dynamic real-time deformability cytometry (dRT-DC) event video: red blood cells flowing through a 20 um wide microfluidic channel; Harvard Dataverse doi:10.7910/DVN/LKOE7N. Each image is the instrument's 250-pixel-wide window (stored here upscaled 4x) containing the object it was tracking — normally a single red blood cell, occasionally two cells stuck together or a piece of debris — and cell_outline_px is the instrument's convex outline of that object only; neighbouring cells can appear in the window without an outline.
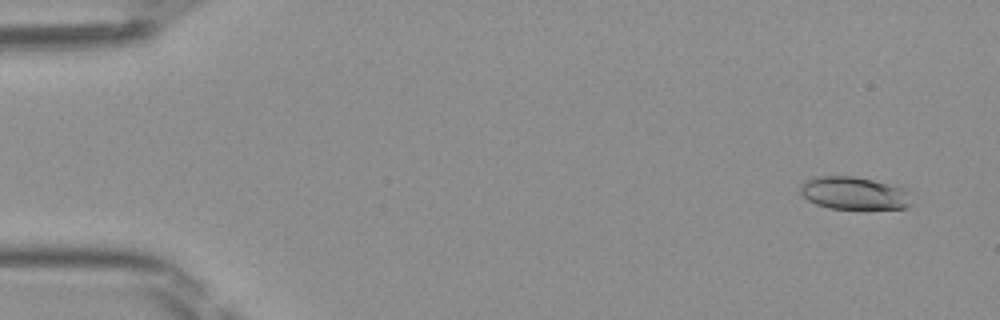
{"species": "Egyptian fruit bat (a non-hibernating species)", "species_latin": "Rousettus aegyptiacus", "temperature_condition": "room temperature", "stored_images_in_passage": 48, "camera_frame_rate_fps": 3000, "um_per_image_px": 0.085, "frame": {"image": 1, "passage_image": 3, "time_ms": 0.667, "image_size_px": [1000, 320], "cell_outline_px": [[912, 204], [908, 208], [828, 208], [816, 204], [808, 200], [800, 192], [800, 184], [804, 180], [816, 176], [852, 176], [900, 184], [904, 188]], "centroid_in_image_um": [72.6, 16.39], "position_along_channel_um": 12.4, "area_um2": 21.44}}
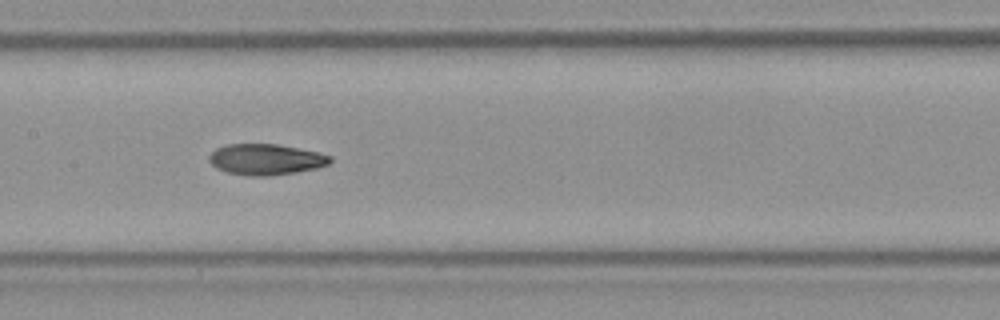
{"frame": {"image": 2, "passage_image": 24, "time_ms": 7.667, "image_size_px": [1000, 320], "cell_outline_px": [[332, 160], [328, 164], [316, 168], [296, 172], [268, 176], [248, 176], [224, 172], [216, 168], [208, 160], [208, 156], [216, 148], [228, 144], [276, 144], [316, 152], [332, 156]], "centroid_in_image_um": [22.55, 13.56], "position_along_channel_um": 184.8, "area_um2": 21.79}}
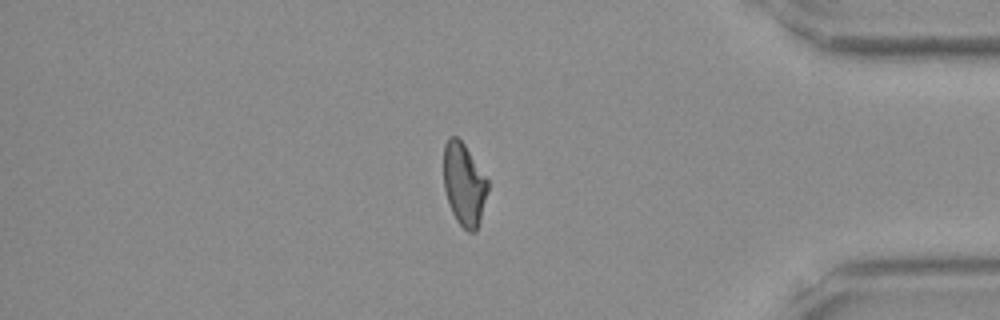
{"frame": {"image": 3, "passage_image": 41, "time_ms": 13.333, "image_size_px": [1000, 320], "cell_outline_px": [[488, 188], [480, 220], [476, 232], [468, 232], [456, 220], [452, 212], [444, 188], [444, 144], [448, 136], [456, 136], [464, 144], [488, 180]], "centroid_in_image_um": [39.43, 15.66], "position_along_channel_um": 395.8, "area_um2": 21.04}}